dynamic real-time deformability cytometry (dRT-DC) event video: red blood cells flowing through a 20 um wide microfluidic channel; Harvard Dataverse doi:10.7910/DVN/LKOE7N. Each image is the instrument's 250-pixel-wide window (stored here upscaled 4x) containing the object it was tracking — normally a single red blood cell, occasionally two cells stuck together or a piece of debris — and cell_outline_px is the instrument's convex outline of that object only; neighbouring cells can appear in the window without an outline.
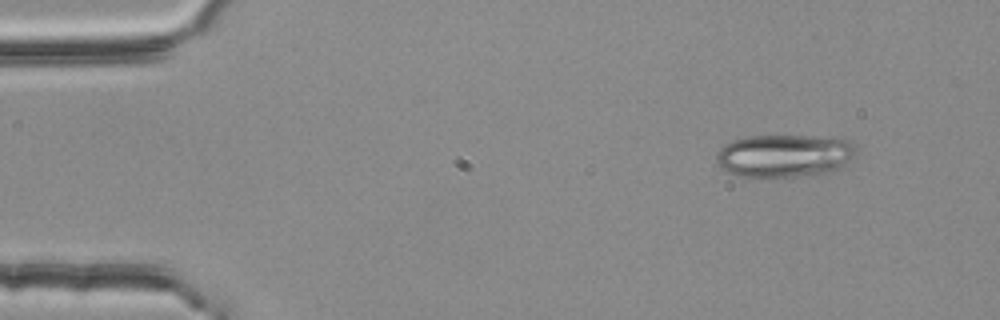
{"species": "common noctule bat (a hibernating species)", "species_latin": "Nyctalus noctula", "temperature_condition": "room temperature", "stored_images_in_passage": 4, "segment_of_instrument_passage": [1, 2], "camera_frame_rate_fps": 3000, "um_per_image_px": 0.085, "animal": {"sex": "female", "body_mass_g": 25.1}, "frame": {"image": 1, "passage_image": 1, "time_ms": 0.0, "image_size_px": [1000, 320], "cell_outline_px": [[856, 156], [840, 172], [796, 176], [740, 176], [724, 172], [720, 168], [716, 160], [716, 152], [724, 144], [732, 140], [748, 136], [840, 136], [852, 140], [856, 144]], "centroid_in_image_um": [66.79, 13.22], "position_along_channel_um": 18.2, "area_um2": 36.07}}